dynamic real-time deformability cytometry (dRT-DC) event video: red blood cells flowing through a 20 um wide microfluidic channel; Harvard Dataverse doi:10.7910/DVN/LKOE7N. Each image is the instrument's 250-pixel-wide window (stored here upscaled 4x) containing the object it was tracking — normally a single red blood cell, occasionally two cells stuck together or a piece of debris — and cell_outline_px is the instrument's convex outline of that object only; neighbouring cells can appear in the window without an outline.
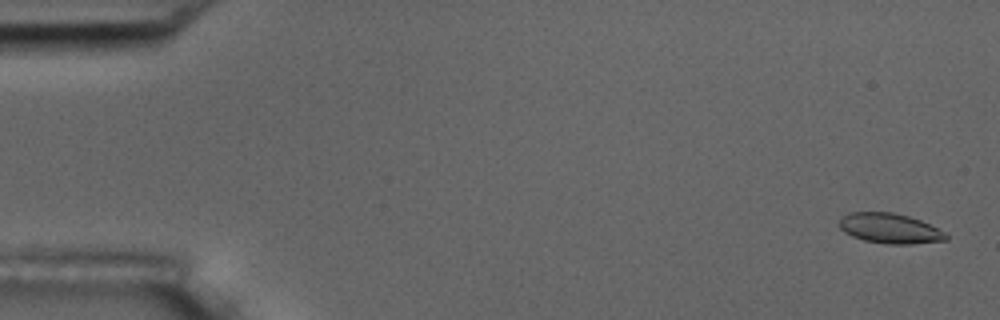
{"species": "common noctule bat (a hibernating species)", "species_latin": "Nyctalus noctula", "temperature_condition": "room temperature", "stored_images_in_passage": 6, "segment_of_instrument_passage": [2, 2], "camera_frame_rate_fps": 3000, "um_per_image_px": 0.085, "animal": {"sex": "male", "body_mass_g": 17.5, "forearm_length_mm": 52.3}, "frame": {"image": 1, "passage_image": 6, "time_ms": 1.667, "image_size_px": [1000, 320], "cell_outline_px": [[948, 240], [912, 244], [888, 244], [864, 240], [852, 236], [844, 232], [836, 224], [840, 216], [848, 212], [892, 212], [908, 216], [920, 220], [944, 232], [948, 236]], "centroid_in_image_um": [75.57, 19.4], "position_along_channel_um": 9.4, "area_um2": 18.84}}